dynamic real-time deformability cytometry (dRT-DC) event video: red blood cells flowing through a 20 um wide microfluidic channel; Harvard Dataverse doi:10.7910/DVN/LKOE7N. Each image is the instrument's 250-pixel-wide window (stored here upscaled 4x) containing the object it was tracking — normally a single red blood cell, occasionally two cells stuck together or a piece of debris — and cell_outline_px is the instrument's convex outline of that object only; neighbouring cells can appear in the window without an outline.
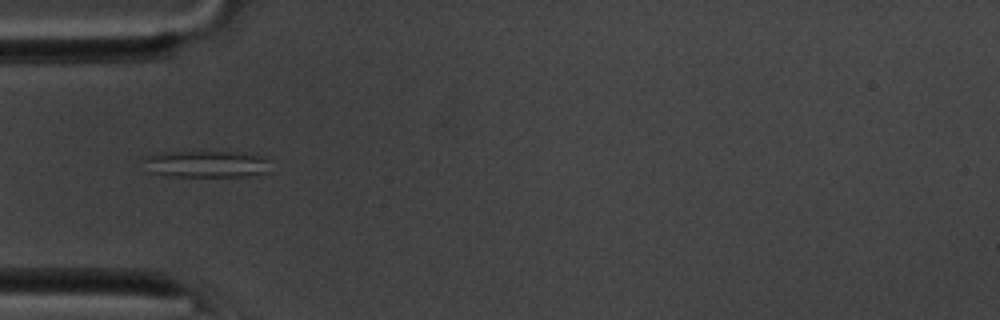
{"species": "common noctule bat (a hibernating species)", "species_latin": "Nyctalus noctula", "temperature_condition": "room temperature", "stored_images_in_passage": 4, "camera_frame_rate_fps": 3000, "um_per_image_px": 0.085, "animal": {"sex": "male", "body_mass_g": 20.1, "forearm_length_mm": 53.5}, "frame": {"image": 1, "passage_image": 2, "time_ms": 0.333, "image_size_px": [1000, 320], "cell_outline_px": [[272, 172], [248, 176], [168, 176], [148, 172], [144, 160], [148, 156], [160, 152], [228, 152], [256, 156], [268, 160]], "centroid_in_image_um": [17.53, 13.96], "position_along_channel_um": 67.5, "area_um2": 19.59}}
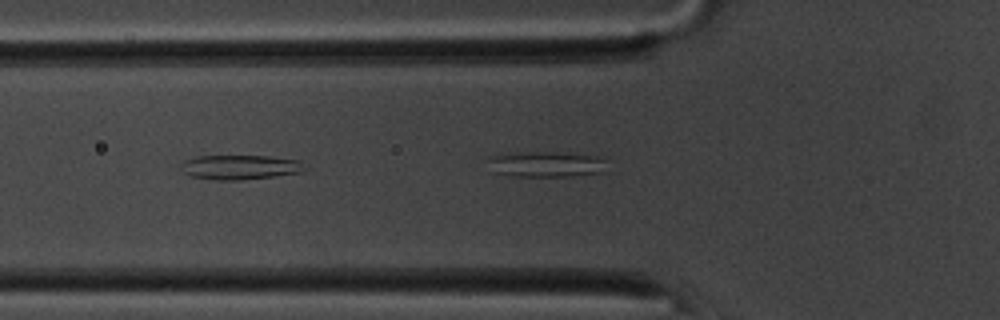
{"frame": {"image": 2, "passage_image": 3, "time_ms": 0.667, "image_size_px": [1000, 320], "cell_outline_px": [[308, 168], [300, 172], [276, 176], [240, 180], [216, 180], [192, 176], [184, 172], [180, 168], [180, 164], [184, 160], [196, 156], [268, 156], [300, 160]], "centroid_in_image_um": [20.41, 14.2], "position_along_channel_um": 105.4, "area_um2": 17.8}}